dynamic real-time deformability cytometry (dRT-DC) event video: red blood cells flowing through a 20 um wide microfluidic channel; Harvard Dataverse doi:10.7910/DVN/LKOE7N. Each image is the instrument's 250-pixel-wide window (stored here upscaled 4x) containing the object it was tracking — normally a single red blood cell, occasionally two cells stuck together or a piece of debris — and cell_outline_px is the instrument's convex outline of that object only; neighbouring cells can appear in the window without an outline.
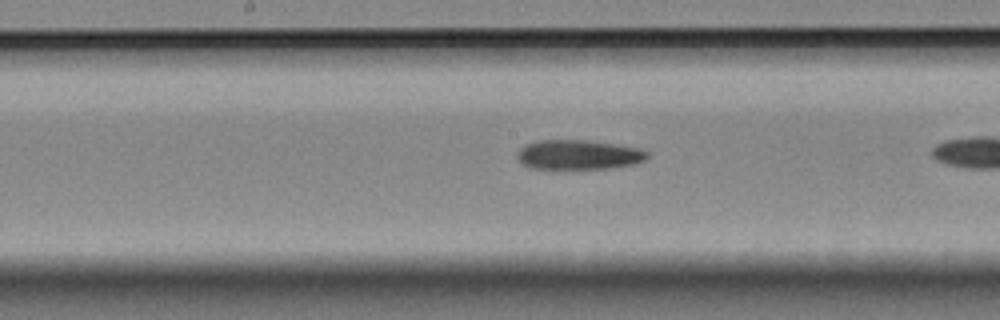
{"species": "Egyptian fruit bat (a non-hibernating species)", "species_latin": "Rousettus aegyptiacus", "temperature_condition": "room temperature", "stored_images_in_passage": 29, "camera_frame_rate_fps": 3000, "um_per_image_px": 0.085, "animal": {"sex": "female"}, "frame": {"image": 1, "passage_image": 13, "time_ms": 4.0, "image_size_px": [1000, 320], "cell_outline_px": [[648, 156], [644, 160], [636, 164], [612, 168], [528, 168], [520, 164], [516, 156], [516, 152], [520, 148], [528, 144], [540, 140], [588, 140], [640, 148], [648, 152]], "centroid_in_image_um": [49.16, 13.15], "position_along_channel_um": 199.0, "area_um2": 22.48}}